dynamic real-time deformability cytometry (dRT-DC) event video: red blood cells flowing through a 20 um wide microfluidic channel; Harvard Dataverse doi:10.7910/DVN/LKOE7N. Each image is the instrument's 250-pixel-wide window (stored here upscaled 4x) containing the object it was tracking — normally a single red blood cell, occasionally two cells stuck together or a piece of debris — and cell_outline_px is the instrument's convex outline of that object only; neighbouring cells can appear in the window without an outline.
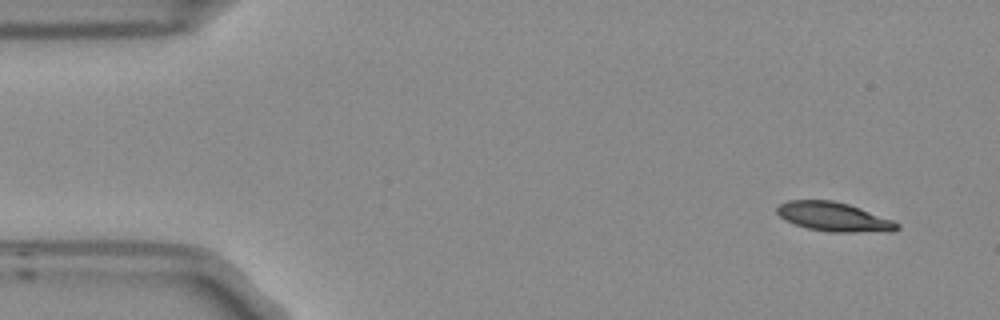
{"species": "Egyptian fruit bat (a non-hibernating species)", "species_latin": "Rousettus aegyptiacus", "temperature_condition": "room temperature", "stored_images_in_passage": 5, "camera_frame_rate_fps": 3000, "um_per_image_px": 0.085, "frame": {"image": 1, "passage_image": 1, "time_ms": 0.0, "image_size_px": [1000, 320], "cell_outline_px": [[900, 228], [892, 232], [832, 232], [808, 228], [784, 220], [776, 212], [776, 208], [780, 204], [788, 200], [832, 200], [848, 204], [860, 208], [892, 220], [900, 224]], "centroid_in_image_um": [70.89, 18.43], "position_along_channel_um": 14.1, "area_um2": 20.35}}